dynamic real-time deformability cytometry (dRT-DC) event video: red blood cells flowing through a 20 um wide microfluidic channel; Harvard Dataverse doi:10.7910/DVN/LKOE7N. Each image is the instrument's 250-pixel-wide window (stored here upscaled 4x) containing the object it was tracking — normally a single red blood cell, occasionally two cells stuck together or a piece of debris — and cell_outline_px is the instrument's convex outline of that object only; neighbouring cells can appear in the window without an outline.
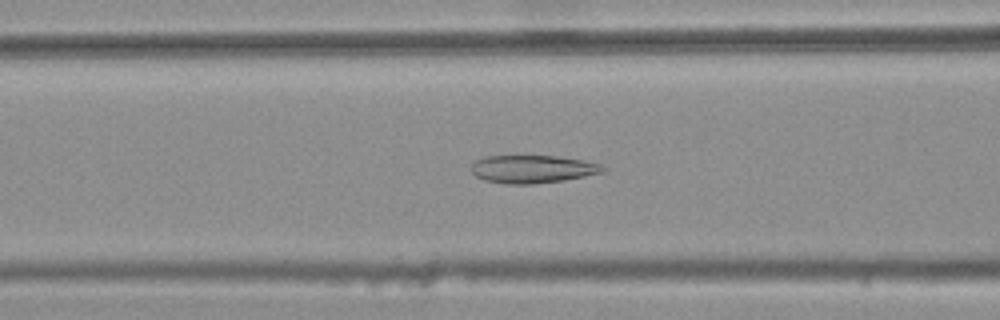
{"species": "common noctule bat (a hibernating species)", "species_latin": "Nyctalus noctula", "temperature_condition": "warm", "stored_images_in_passage": 44, "camera_frame_rate_fps": 3000, "um_per_image_px": 0.085, "animal": {"sex": "female", "body_mass_g": 25.1}, "frame": {"image": 1, "passage_image": 20, "time_ms": 6.333, "image_size_px": [1000, 320], "cell_outline_px": [[608, 168], [604, 172], [564, 180], [532, 184], [508, 184], [484, 180], [476, 176], [472, 172], [472, 164], [476, 160], [484, 156], [556, 156], [584, 160], [600, 164]], "centroid_in_image_um": [45.28, 14.37], "position_along_channel_um": 121.3, "area_um2": 21.39}}
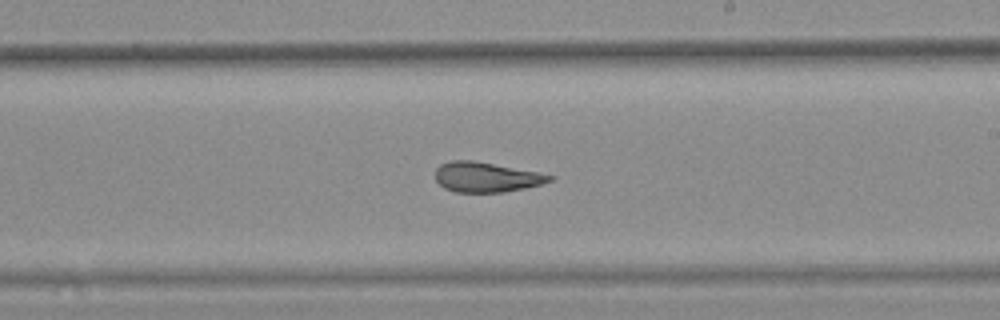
{"frame": {"image": 2, "passage_image": 30, "time_ms": 9.667, "image_size_px": [1000, 320], "cell_outline_px": [[556, 176], [552, 180], [540, 184], [524, 188], [504, 192], [456, 192], [444, 188], [436, 180], [436, 168], [440, 164], [452, 160], [472, 160], [536, 172]], "centroid_in_image_um": [41.3, 15.05], "position_along_channel_um": 247.7, "area_um2": 19.71}}
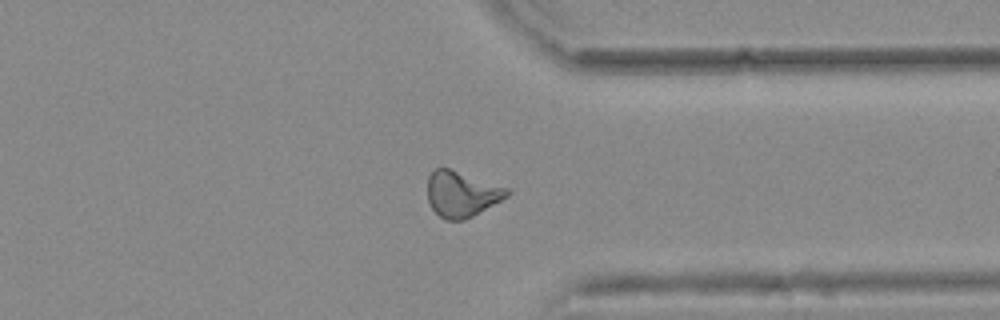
{"frame": {"image": 3, "passage_image": 40, "time_ms": 13.0, "image_size_px": [1000, 320], "cell_outline_px": [[512, 192], [508, 196], [472, 216], [460, 220], [444, 220], [432, 208], [428, 200], [428, 176], [436, 168], [448, 168], [508, 188]], "centroid_in_image_um": [39.23, 16.49], "position_along_channel_um": 372.2, "area_um2": 20.81}, "authors_computed_cell_mechanics": {"area_um2": 21.0681, "velocity_mm_per_s": 3.7995, "shape_relaxation_time_tau1_ms": null, "shape_relaxation_time_tau2_ms": 2.3761, "deformation_change_tau1": null, "deformation_change_tau2": 0.1087}}